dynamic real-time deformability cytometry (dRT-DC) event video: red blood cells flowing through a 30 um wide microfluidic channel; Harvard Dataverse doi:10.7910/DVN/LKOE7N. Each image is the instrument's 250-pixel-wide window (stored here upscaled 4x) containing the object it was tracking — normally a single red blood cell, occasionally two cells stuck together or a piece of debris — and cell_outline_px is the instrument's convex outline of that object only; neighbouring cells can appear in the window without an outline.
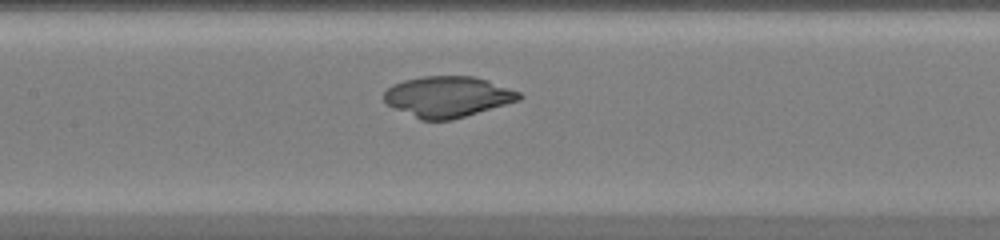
{"species": "common noctule bat (a hibernating species)", "species_latin": "Nyctalus noctula", "temperature_condition": "warm", "stored_images_in_passage": 42, "camera_frame_rate_fps": 3000, "um_per_image_px": 0.085, "animal": {"sex": "female", "body_mass_g": 20.0, "forearm_length_mm": 54.0}, "frame": {"image": 1, "passage_image": 17, "time_ms": 5.333, "image_size_px": [1000, 240], "cell_outline_px": [[524, 96], [520, 100], [452, 120], [420, 120], [388, 104], [384, 100], [384, 92], [392, 84], [404, 80], [424, 76], [472, 76], [488, 80], [520, 92]], "centroid_in_image_um": [38.07, 8.21], "position_along_channel_um": 169.3, "area_um2": 32.02}}
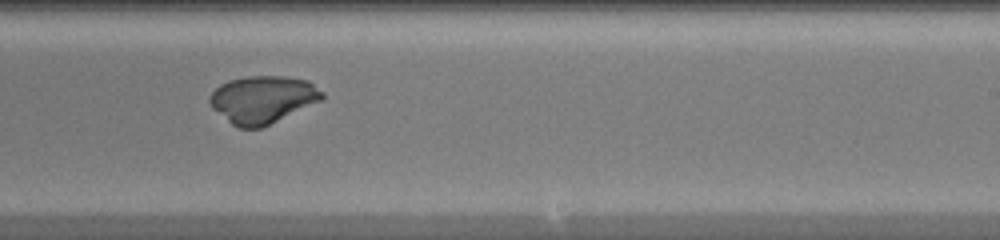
{"frame": {"image": 2, "passage_image": 24, "time_ms": 7.667, "image_size_px": [1000, 240], "cell_outline_px": [[324, 96], [320, 100], [260, 128], [240, 128], [232, 124], [212, 108], [208, 100], [208, 96], [220, 84], [228, 80], [248, 76], [284, 76], [308, 80], [324, 92]], "centroid_in_image_um": [22.29, 8.43], "position_along_channel_um": 266.7, "area_um2": 30.75}}
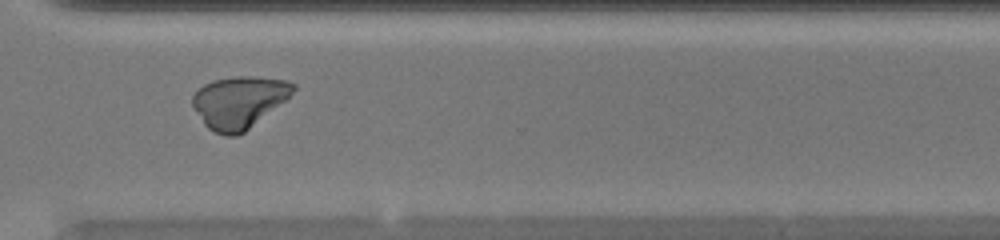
{"frame": {"image": 3, "passage_image": 30, "time_ms": 9.667, "image_size_px": [1000, 240], "cell_outline_px": [[296, 88], [284, 100], [244, 132], [236, 136], [224, 136], [208, 128], [204, 124], [192, 104], [192, 96], [204, 84], [212, 80], [236, 76], [252, 76], [288, 80], [296, 84]], "centroid_in_image_um": [20.3, 8.66], "position_along_channel_um": 350.3, "area_um2": 30.11}}